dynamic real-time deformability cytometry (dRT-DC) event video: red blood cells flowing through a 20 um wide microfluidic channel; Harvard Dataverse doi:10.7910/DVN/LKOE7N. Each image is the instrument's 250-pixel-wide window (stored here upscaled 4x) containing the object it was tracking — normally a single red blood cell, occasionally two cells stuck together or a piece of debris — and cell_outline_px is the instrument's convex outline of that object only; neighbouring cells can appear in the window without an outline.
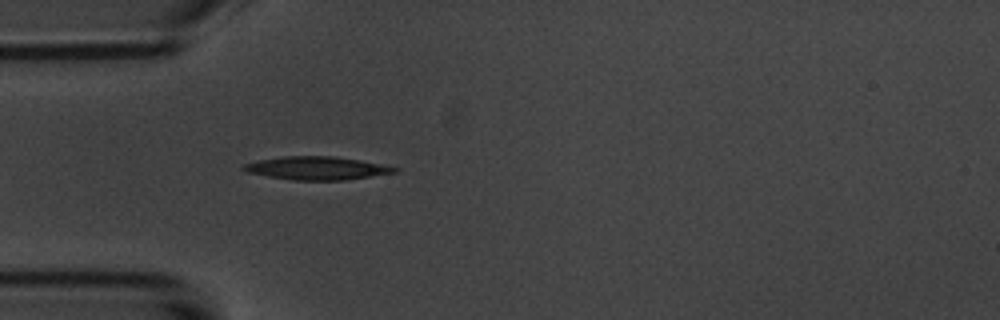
{"species": "common noctule bat (a hibernating species)", "species_latin": "Nyctalus noctula", "temperature_condition": "room temperature", "stored_images_in_passage": 3, "camera_frame_rate_fps": 3000, "um_per_image_px": 0.085, "animal": {"sex": "male", "body_mass_g": 20.1, "forearm_length_mm": 53.5}, "frame": {"image": 1, "passage_image": 3, "time_ms": 2.333, "image_size_px": [1000, 320], "cell_outline_px": [[400, 168], [396, 172], [344, 180], [292, 180], [268, 176], [248, 172], [240, 168], [244, 164], [260, 160], [284, 156], [332, 156], [380, 164]], "centroid_in_image_um": [26.9, 14.29], "position_along_channel_um": 58.1, "area_um2": 20.0}}